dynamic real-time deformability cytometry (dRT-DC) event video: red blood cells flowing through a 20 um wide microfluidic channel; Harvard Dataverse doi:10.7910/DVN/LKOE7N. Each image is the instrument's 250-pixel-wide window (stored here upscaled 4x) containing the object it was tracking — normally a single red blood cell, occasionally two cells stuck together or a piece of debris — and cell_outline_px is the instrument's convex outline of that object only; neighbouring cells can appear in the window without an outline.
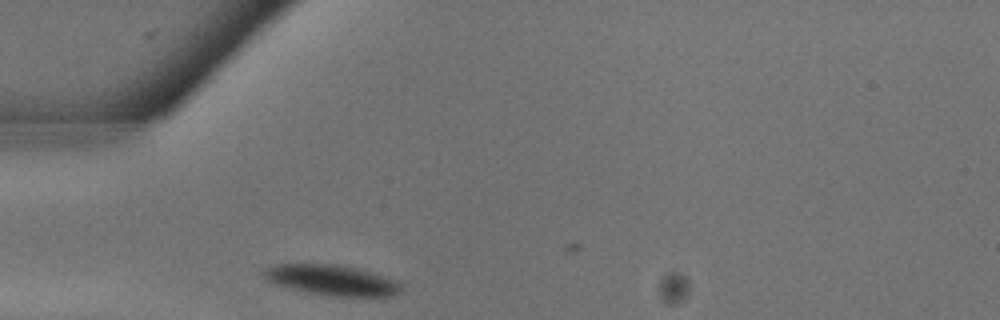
{"species": "common noctule bat (a hibernating species)", "species_latin": "Nyctalus noctula", "temperature_condition": "warm", "stored_images_in_passage": 4, "camera_frame_rate_fps": 3000, "um_per_image_px": 0.085, "animal": {"sex": "male", "body_mass_g": 13.3}, "frame": {"image": 1, "passage_image": 1, "time_ms": 0.0, "image_size_px": [1000, 320], "cell_outline_px": [[400, 292], [392, 296], [332, 296], [292, 288], [276, 284], [268, 280], [264, 276], [264, 268], [276, 264], [336, 264], [356, 268], [372, 272], [396, 280], [400, 284]], "centroid_in_image_um": [28.22, 23.8], "position_along_channel_um": 56.8, "area_um2": 23.93}}
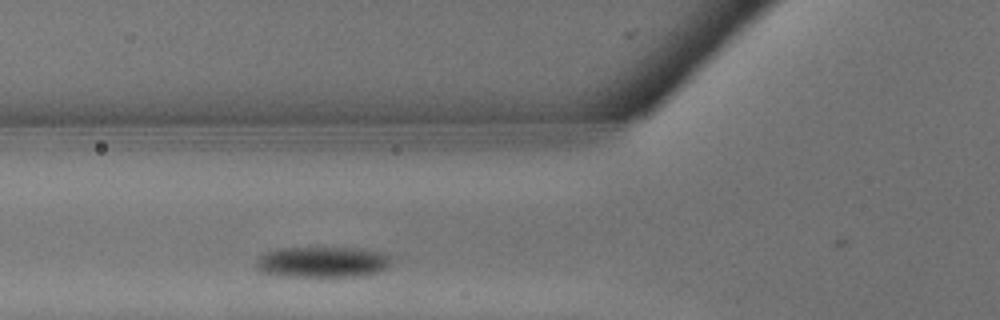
{"frame": {"image": 2, "passage_image": 3, "time_ms": 0.667, "image_size_px": [1000, 320], "cell_outline_px": [[392, 260], [384, 268], [376, 272], [356, 276], [276, 276], [260, 272], [256, 268], [256, 260], [264, 252], [280, 248], [364, 248], [388, 252], [392, 256]], "centroid_in_image_um": [27.4, 22.26], "position_along_channel_um": 98.4, "area_um2": 24.57}}